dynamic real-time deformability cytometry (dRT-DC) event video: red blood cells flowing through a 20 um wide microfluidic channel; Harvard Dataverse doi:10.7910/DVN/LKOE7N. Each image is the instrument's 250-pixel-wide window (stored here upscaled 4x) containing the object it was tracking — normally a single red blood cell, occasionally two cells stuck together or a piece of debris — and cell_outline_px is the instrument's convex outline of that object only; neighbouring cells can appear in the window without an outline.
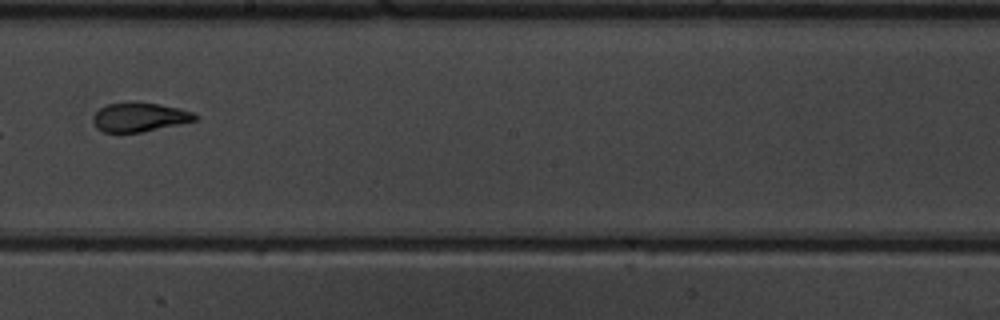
{"species": "common noctule bat (a hibernating species)", "species_latin": "Nyctalus noctula", "temperature_condition": "warm", "stored_images_in_passage": 8, "camera_frame_rate_fps": 3000, "um_per_image_px": 0.085, "animal": {"sex": "male", "body_mass_g": 19.5, "forearm_length_mm": 54.6}, "frame": {"image": 1, "passage_image": 8, "time_ms": 9.333, "image_size_px": [1000, 320], "cell_outline_px": [[200, 116], [196, 120], [140, 132], [104, 132], [96, 128], [92, 120], [92, 116], [100, 108], [108, 104], [128, 100], [136, 100], [160, 104], [180, 108], [192, 112]], "centroid_in_image_um": [11.83, 9.91], "position_along_channel_um": 236.4, "area_um2": 17.57}}